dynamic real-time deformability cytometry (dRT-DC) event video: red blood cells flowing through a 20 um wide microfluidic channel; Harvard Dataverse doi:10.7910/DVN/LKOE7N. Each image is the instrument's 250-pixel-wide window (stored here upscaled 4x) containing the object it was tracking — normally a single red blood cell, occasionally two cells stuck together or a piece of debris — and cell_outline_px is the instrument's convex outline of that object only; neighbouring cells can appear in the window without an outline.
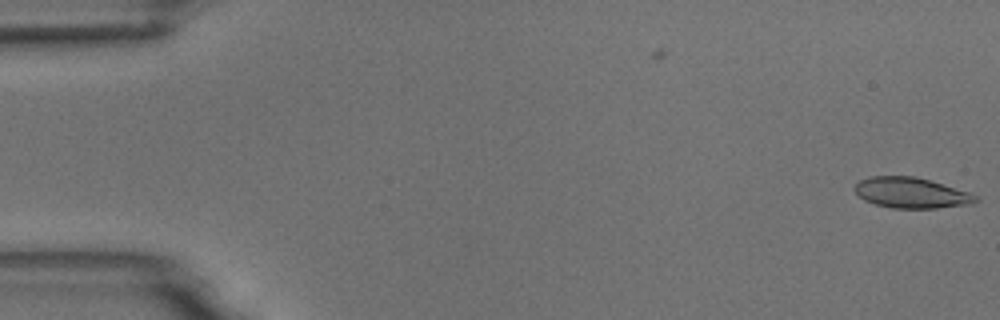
{"species": "common noctule bat (a hibernating species)", "species_latin": "Nyctalus noctula", "temperature_condition": "room temperature", "stored_images_in_passage": 2, "camera_frame_rate_fps": 3000, "um_per_image_px": 0.085, "animal": {"sex": "male", "body_mass_g": 18.8}, "frame": {"image": 1, "passage_image": 2, "time_ms": 1.0, "image_size_px": [1000, 320], "cell_outline_px": [[980, 200], [972, 204], [936, 208], [892, 208], [876, 204], [864, 200], [852, 188], [860, 180], [868, 176], [916, 176], [972, 192]], "centroid_in_image_um": [77.48, 16.38], "position_along_channel_um": 7.5, "area_um2": 21.79}}